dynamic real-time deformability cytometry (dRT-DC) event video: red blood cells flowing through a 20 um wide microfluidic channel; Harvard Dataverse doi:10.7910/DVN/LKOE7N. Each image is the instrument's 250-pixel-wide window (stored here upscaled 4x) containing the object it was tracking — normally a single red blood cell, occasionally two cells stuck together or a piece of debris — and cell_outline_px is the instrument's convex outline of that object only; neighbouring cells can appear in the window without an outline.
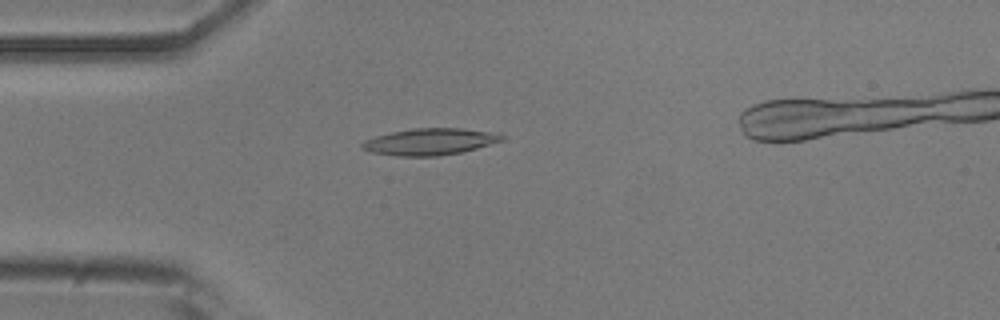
{"species": "common noctule bat (a hibernating species)", "species_latin": "Nyctalus noctula", "temperature_condition": "room temperature", "stored_images_in_passage": 49, "camera_frame_rate_fps": 3000, "um_per_image_px": 0.085, "animal": {"sex": "male", "body_mass_g": 20.5, "forearm_length_mm": 52.5}, "frame": {"image": 1, "passage_image": 14, "time_ms": 4.333, "image_size_px": [1000, 320], "cell_outline_px": [[508, 136], [504, 140], [476, 148], [460, 152], [440, 156], [396, 156], [372, 152], [360, 148], [360, 144], [364, 140], [376, 136], [392, 132], [416, 128], [460, 128], [488, 132]], "centroid_in_image_um": [36.52, 12.05], "position_along_channel_um": 48.5, "area_um2": 21.56}}
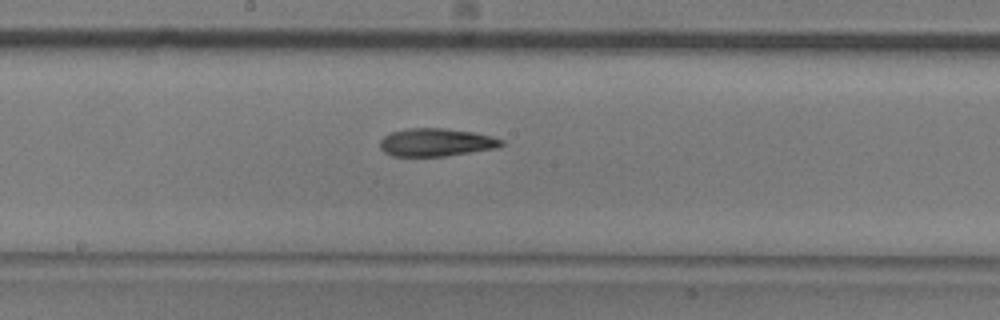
{"frame": {"image": 2, "passage_image": 28, "time_ms": 9.0, "image_size_px": [1000, 320], "cell_outline_px": [[504, 144], [500, 148], [444, 156], [392, 156], [384, 152], [380, 148], [380, 140], [384, 136], [392, 132], [408, 128], [444, 128], [472, 132], [492, 136], [504, 140]], "centroid_in_image_um": [37.1, 12.1], "position_along_channel_um": 211.1, "area_um2": 19.88}}
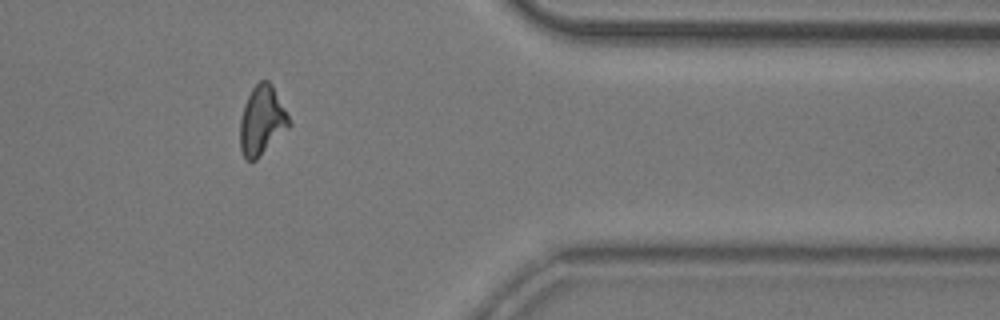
{"frame": {"image": 3, "passage_image": 44, "time_ms": 14.333, "image_size_px": [1000, 320], "cell_outline_px": [[292, 124], [256, 160], [244, 160], [240, 148], [240, 120], [244, 104], [252, 88], [260, 80], [268, 80], [272, 84]], "centroid_in_image_um": [22.24, 10.25], "position_along_channel_um": 389.2, "area_um2": 19.59}}